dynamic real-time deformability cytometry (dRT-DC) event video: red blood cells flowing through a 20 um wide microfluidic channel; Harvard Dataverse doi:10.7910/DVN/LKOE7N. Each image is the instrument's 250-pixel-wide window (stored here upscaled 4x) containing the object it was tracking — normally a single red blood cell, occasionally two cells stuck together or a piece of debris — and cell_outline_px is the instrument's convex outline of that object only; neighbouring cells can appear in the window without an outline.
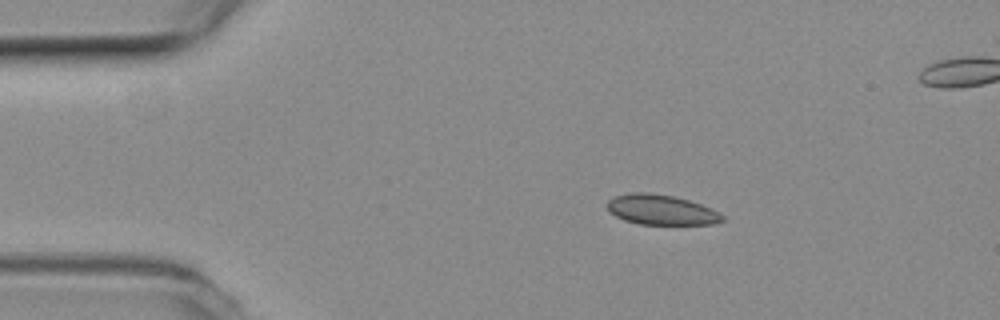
{"species": "common noctule bat (a hibernating species)", "species_latin": "Nyctalus noctula", "temperature_condition": "room temperature", "stored_images_in_passage": 46, "camera_frame_rate_fps": 3000, "um_per_image_px": 0.085, "animal": {"sex": "female", "body_mass_g": 19.3, "forearm_length_mm": 54.1}, "frame": {"image": 1, "passage_image": 1, "time_ms": 0.0, "image_size_px": [1000, 320], "cell_outline_px": [[724, 220], [712, 224], [640, 224], [624, 220], [616, 216], [608, 208], [608, 200], [616, 196], [632, 192], [648, 192], [672, 196], [688, 200], [712, 208], [724, 216]], "centroid_in_image_um": [56.22, 17.83], "position_along_channel_um": 28.8, "area_um2": 19.94}}
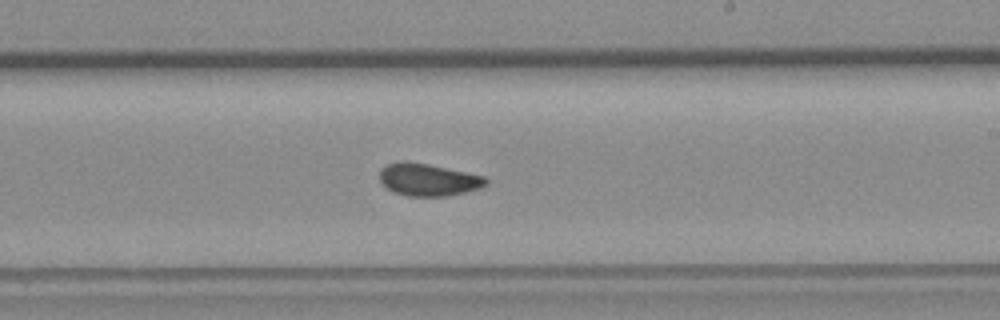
{"frame": {"image": 2, "passage_image": 23, "time_ms": 7.333, "image_size_px": [1000, 320], "cell_outline_px": [[488, 184], [480, 188], [448, 196], [408, 196], [392, 192], [380, 180], [380, 168], [388, 164], [400, 160], [428, 164], [484, 176], [488, 180]], "centroid_in_image_um": [36.39, 15.27], "position_along_channel_um": 252.6, "area_um2": 20.0}}
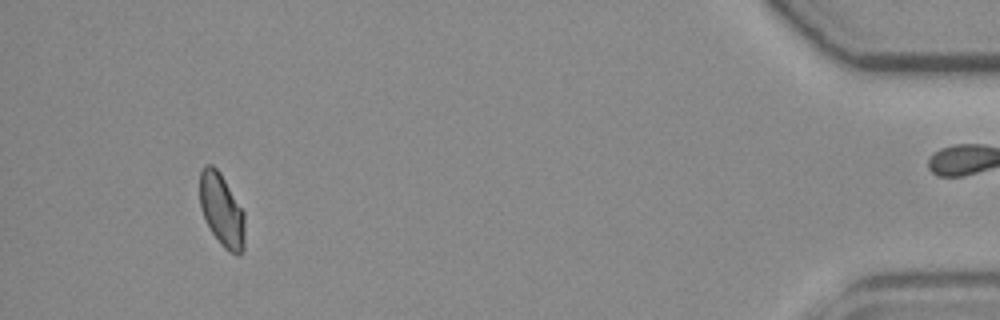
{"frame": {"image": 3, "passage_image": 42, "time_ms": 13.667, "image_size_px": [1000, 320], "cell_outline_px": [[244, 252], [240, 256], [236, 256], [228, 252], [220, 244], [212, 232], [200, 208], [200, 172], [204, 164], [212, 164], [220, 172], [244, 212]], "centroid_in_image_um": [18.86, 17.89], "position_along_channel_um": 416.3, "area_um2": 19.25}, "authors_computed_cell_mechanics": {"area_um2": 19.8254, "velocity_mm_per_s": 3.7864, "shape_relaxation_time_tau1_ms": 4.4938, "shape_relaxation_time_tau2_ms": 1.2845, "deformation_change_tau1": 0.0806, "deformation_change_tau2": 0.0465}}